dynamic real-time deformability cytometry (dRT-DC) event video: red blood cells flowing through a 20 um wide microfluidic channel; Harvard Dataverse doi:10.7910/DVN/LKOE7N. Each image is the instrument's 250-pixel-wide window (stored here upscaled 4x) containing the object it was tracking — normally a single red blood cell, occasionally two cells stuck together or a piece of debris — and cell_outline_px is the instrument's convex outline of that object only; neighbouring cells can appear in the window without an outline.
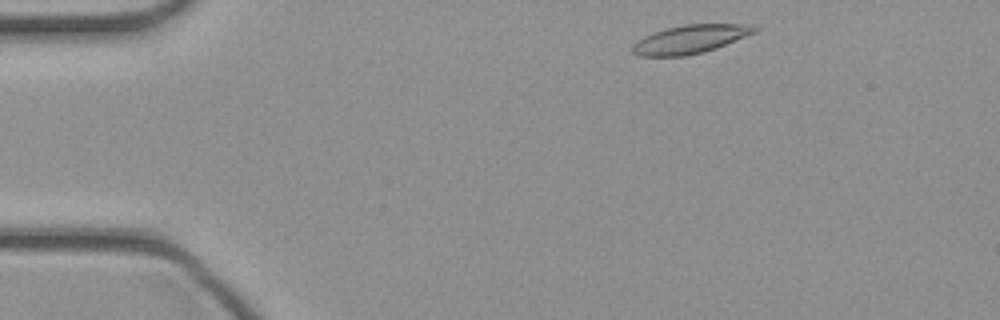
{"species": "common noctule bat (a hibernating species)", "species_latin": "Nyctalus noctula", "temperature_condition": "cold", "stored_images_in_passage": 41, "camera_frame_rate_fps": 3000, "um_per_image_px": 0.085, "animal": {"sex": "female", "body_mass_g": 21.9}, "frame": {"image": 1, "passage_image": 2, "time_ms": 0.333, "image_size_px": [1000, 320], "cell_outline_px": [[760, 28], [756, 32], [716, 48], [704, 52], [684, 56], [640, 56], [632, 52], [632, 44], [644, 36], [668, 28], [684, 24], [744, 24]], "centroid_in_image_um": [58.66, 3.34], "position_along_channel_um": 26.3, "area_um2": 20.06}}
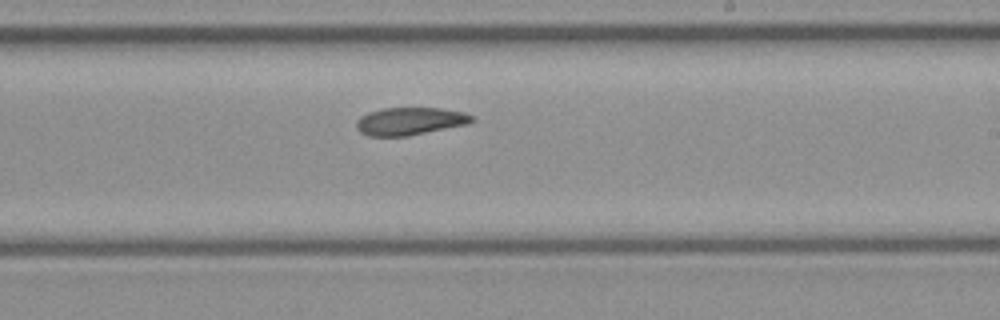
{"frame": {"image": 2, "passage_image": 22, "time_ms": 7.0, "image_size_px": [1000, 320], "cell_outline_px": [[476, 120], [468, 124], [408, 136], [368, 136], [360, 132], [356, 128], [356, 120], [360, 116], [368, 112], [384, 108], [440, 108], [464, 112], [472, 116]], "centroid_in_image_um": [34.83, 10.3], "position_along_channel_um": 254.2, "area_um2": 18.73}}
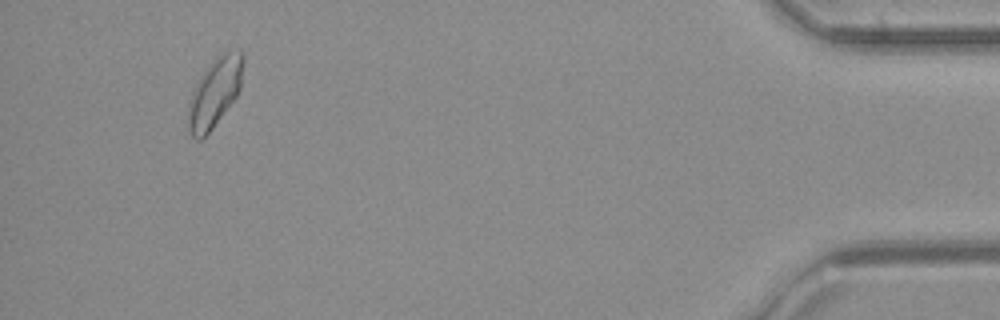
{"frame": {"image": 3, "passage_image": 38, "time_ms": 12.333, "image_size_px": [1000, 320], "cell_outline_px": [[244, 60], [240, 88], [236, 96], [212, 128], [200, 140], [196, 140], [188, 132], [188, 104], [192, 92], [200, 76], [208, 64], [220, 52], [228, 48], [240, 48], [244, 56]], "centroid_in_image_um": [18.26, 7.77], "position_along_channel_um": 416.9, "area_um2": 22.43}}